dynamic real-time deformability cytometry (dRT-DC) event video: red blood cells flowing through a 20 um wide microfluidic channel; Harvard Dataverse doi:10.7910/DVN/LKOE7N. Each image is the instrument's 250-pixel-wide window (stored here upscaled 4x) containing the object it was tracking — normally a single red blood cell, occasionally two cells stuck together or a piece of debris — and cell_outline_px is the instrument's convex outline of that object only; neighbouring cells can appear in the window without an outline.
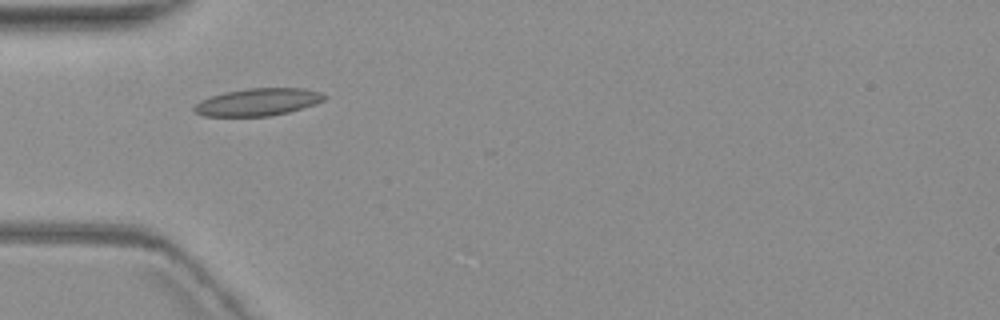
{"species": "common noctule bat (a hibernating species)", "species_latin": "Nyctalus noctula", "temperature_condition": "warm", "stored_images_in_passage": 2, "camera_frame_rate_fps": 3000, "um_per_image_px": 0.085, "animal": {"sex": "female", "body_mass_g": 19.3, "forearm_length_mm": 54.1}, "frame": {"image": 1, "passage_image": 1, "time_ms": 0.0, "image_size_px": [1000, 320], "cell_outline_px": [[328, 96], [324, 100], [288, 112], [268, 116], [204, 116], [196, 112], [192, 108], [200, 100], [212, 96], [228, 92], [248, 88], [304, 88], [320, 92]], "centroid_in_image_um": [21.92, 8.67], "position_along_channel_um": 63.1, "area_um2": 20.46}}